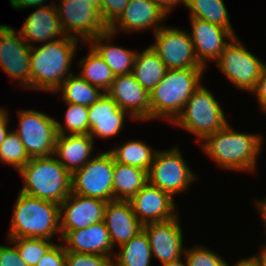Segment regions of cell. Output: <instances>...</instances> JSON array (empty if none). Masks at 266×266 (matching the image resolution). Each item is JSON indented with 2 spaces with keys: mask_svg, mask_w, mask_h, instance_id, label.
<instances>
[{
  "mask_svg": "<svg viewBox=\"0 0 266 266\" xmlns=\"http://www.w3.org/2000/svg\"><path fill=\"white\" fill-rule=\"evenodd\" d=\"M263 140L259 133L238 132L228 123L223 129L208 135L200 147L219 168L255 173Z\"/></svg>",
  "mask_w": 266,
  "mask_h": 266,
  "instance_id": "cell-1",
  "label": "cell"
},
{
  "mask_svg": "<svg viewBox=\"0 0 266 266\" xmlns=\"http://www.w3.org/2000/svg\"><path fill=\"white\" fill-rule=\"evenodd\" d=\"M86 45L76 38L64 36L58 40L31 47L30 72L31 91L55 93L61 83L72 73L71 65L75 61L79 45Z\"/></svg>",
  "mask_w": 266,
  "mask_h": 266,
  "instance_id": "cell-2",
  "label": "cell"
},
{
  "mask_svg": "<svg viewBox=\"0 0 266 266\" xmlns=\"http://www.w3.org/2000/svg\"><path fill=\"white\" fill-rule=\"evenodd\" d=\"M205 72L204 66L167 70L150 92V121L164 119L172 123L192 93L203 83Z\"/></svg>",
  "mask_w": 266,
  "mask_h": 266,
  "instance_id": "cell-3",
  "label": "cell"
},
{
  "mask_svg": "<svg viewBox=\"0 0 266 266\" xmlns=\"http://www.w3.org/2000/svg\"><path fill=\"white\" fill-rule=\"evenodd\" d=\"M7 238L61 240L59 204L41 200L19 191Z\"/></svg>",
  "mask_w": 266,
  "mask_h": 266,
  "instance_id": "cell-4",
  "label": "cell"
},
{
  "mask_svg": "<svg viewBox=\"0 0 266 266\" xmlns=\"http://www.w3.org/2000/svg\"><path fill=\"white\" fill-rule=\"evenodd\" d=\"M18 172L24 183L19 191L29 196L60 205L71 193L72 175L54 155L30 158Z\"/></svg>",
  "mask_w": 266,
  "mask_h": 266,
  "instance_id": "cell-5",
  "label": "cell"
},
{
  "mask_svg": "<svg viewBox=\"0 0 266 266\" xmlns=\"http://www.w3.org/2000/svg\"><path fill=\"white\" fill-rule=\"evenodd\" d=\"M214 94L201 84L187 100L183 111L171 123L193 134L200 143L210 134L223 129L229 121Z\"/></svg>",
  "mask_w": 266,
  "mask_h": 266,
  "instance_id": "cell-6",
  "label": "cell"
},
{
  "mask_svg": "<svg viewBox=\"0 0 266 266\" xmlns=\"http://www.w3.org/2000/svg\"><path fill=\"white\" fill-rule=\"evenodd\" d=\"M183 157L178 145L168 150H157L147 172L148 183L168 192L173 198L179 193L185 194L197 180V175Z\"/></svg>",
  "mask_w": 266,
  "mask_h": 266,
  "instance_id": "cell-7",
  "label": "cell"
},
{
  "mask_svg": "<svg viewBox=\"0 0 266 266\" xmlns=\"http://www.w3.org/2000/svg\"><path fill=\"white\" fill-rule=\"evenodd\" d=\"M215 63L219 72L223 73L235 88L248 93L255 89L257 80L266 66V62L252 54L238 36L225 47Z\"/></svg>",
  "mask_w": 266,
  "mask_h": 266,
  "instance_id": "cell-8",
  "label": "cell"
},
{
  "mask_svg": "<svg viewBox=\"0 0 266 266\" xmlns=\"http://www.w3.org/2000/svg\"><path fill=\"white\" fill-rule=\"evenodd\" d=\"M18 129L14 130L30 158L54 154L56 119L35 109L18 110Z\"/></svg>",
  "mask_w": 266,
  "mask_h": 266,
  "instance_id": "cell-9",
  "label": "cell"
},
{
  "mask_svg": "<svg viewBox=\"0 0 266 266\" xmlns=\"http://www.w3.org/2000/svg\"><path fill=\"white\" fill-rule=\"evenodd\" d=\"M114 157L109 150L94 155L72 174L71 192L106 202L113 200Z\"/></svg>",
  "mask_w": 266,
  "mask_h": 266,
  "instance_id": "cell-10",
  "label": "cell"
},
{
  "mask_svg": "<svg viewBox=\"0 0 266 266\" xmlns=\"http://www.w3.org/2000/svg\"><path fill=\"white\" fill-rule=\"evenodd\" d=\"M55 4L62 29L66 36L73 37L82 43L108 30L100 12L82 0H59ZM79 36V37H78Z\"/></svg>",
  "mask_w": 266,
  "mask_h": 266,
  "instance_id": "cell-11",
  "label": "cell"
},
{
  "mask_svg": "<svg viewBox=\"0 0 266 266\" xmlns=\"http://www.w3.org/2000/svg\"><path fill=\"white\" fill-rule=\"evenodd\" d=\"M31 47L23 40L19 31L10 25L0 24V67L23 89L31 90Z\"/></svg>",
  "mask_w": 266,
  "mask_h": 266,
  "instance_id": "cell-12",
  "label": "cell"
},
{
  "mask_svg": "<svg viewBox=\"0 0 266 266\" xmlns=\"http://www.w3.org/2000/svg\"><path fill=\"white\" fill-rule=\"evenodd\" d=\"M165 24L153 33L154 43L150 44L168 70L191 66H203L197 59L189 32Z\"/></svg>",
  "mask_w": 266,
  "mask_h": 266,
  "instance_id": "cell-13",
  "label": "cell"
},
{
  "mask_svg": "<svg viewBox=\"0 0 266 266\" xmlns=\"http://www.w3.org/2000/svg\"><path fill=\"white\" fill-rule=\"evenodd\" d=\"M179 214L171 220L143 225L152 256L161 265L177 261L184 256V233Z\"/></svg>",
  "mask_w": 266,
  "mask_h": 266,
  "instance_id": "cell-14",
  "label": "cell"
},
{
  "mask_svg": "<svg viewBox=\"0 0 266 266\" xmlns=\"http://www.w3.org/2000/svg\"><path fill=\"white\" fill-rule=\"evenodd\" d=\"M106 204L104 200L71 192L59 205L61 239L69 231L83 229L104 221Z\"/></svg>",
  "mask_w": 266,
  "mask_h": 266,
  "instance_id": "cell-15",
  "label": "cell"
},
{
  "mask_svg": "<svg viewBox=\"0 0 266 266\" xmlns=\"http://www.w3.org/2000/svg\"><path fill=\"white\" fill-rule=\"evenodd\" d=\"M191 39L198 61L207 69L208 62H215L225 47L235 38L226 28L199 18H189Z\"/></svg>",
  "mask_w": 266,
  "mask_h": 266,
  "instance_id": "cell-16",
  "label": "cell"
},
{
  "mask_svg": "<svg viewBox=\"0 0 266 266\" xmlns=\"http://www.w3.org/2000/svg\"><path fill=\"white\" fill-rule=\"evenodd\" d=\"M168 15L151 0H130L121 15L108 27V30L118 35L128 34L148 29L156 33L163 27Z\"/></svg>",
  "mask_w": 266,
  "mask_h": 266,
  "instance_id": "cell-17",
  "label": "cell"
},
{
  "mask_svg": "<svg viewBox=\"0 0 266 266\" xmlns=\"http://www.w3.org/2000/svg\"><path fill=\"white\" fill-rule=\"evenodd\" d=\"M106 93L135 121L150 122V93L136 81L132 73L115 76Z\"/></svg>",
  "mask_w": 266,
  "mask_h": 266,
  "instance_id": "cell-18",
  "label": "cell"
},
{
  "mask_svg": "<svg viewBox=\"0 0 266 266\" xmlns=\"http://www.w3.org/2000/svg\"><path fill=\"white\" fill-rule=\"evenodd\" d=\"M129 202L142 225L171 220L178 215L173 197L148 182Z\"/></svg>",
  "mask_w": 266,
  "mask_h": 266,
  "instance_id": "cell-19",
  "label": "cell"
},
{
  "mask_svg": "<svg viewBox=\"0 0 266 266\" xmlns=\"http://www.w3.org/2000/svg\"><path fill=\"white\" fill-rule=\"evenodd\" d=\"M126 116L135 121L126 111L119 108L107 93H104L88 107L90 137L95 141L97 138L109 139L118 136L127 122Z\"/></svg>",
  "mask_w": 266,
  "mask_h": 266,
  "instance_id": "cell-20",
  "label": "cell"
},
{
  "mask_svg": "<svg viewBox=\"0 0 266 266\" xmlns=\"http://www.w3.org/2000/svg\"><path fill=\"white\" fill-rule=\"evenodd\" d=\"M18 31L30 47H34V43L45 44L66 36L55 5L36 7Z\"/></svg>",
  "mask_w": 266,
  "mask_h": 266,
  "instance_id": "cell-21",
  "label": "cell"
},
{
  "mask_svg": "<svg viewBox=\"0 0 266 266\" xmlns=\"http://www.w3.org/2000/svg\"><path fill=\"white\" fill-rule=\"evenodd\" d=\"M104 222L114 249L130 241L143 227L134 214L131 203L123 200L107 202Z\"/></svg>",
  "mask_w": 266,
  "mask_h": 266,
  "instance_id": "cell-22",
  "label": "cell"
},
{
  "mask_svg": "<svg viewBox=\"0 0 266 266\" xmlns=\"http://www.w3.org/2000/svg\"><path fill=\"white\" fill-rule=\"evenodd\" d=\"M61 240L66 251L98 254L111 258L115 253L104 221L69 231Z\"/></svg>",
  "mask_w": 266,
  "mask_h": 266,
  "instance_id": "cell-23",
  "label": "cell"
},
{
  "mask_svg": "<svg viewBox=\"0 0 266 266\" xmlns=\"http://www.w3.org/2000/svg\"><path fill=\"white\" fill-rule=\"evenodd\" d=\"M94 143L89 134H57L53 155L72 175L96 155Z\"/></svg>",
  "mask_w": 266,
  "mask_h": 266,
  "instance_id": "cell-24",
  "label": "cell"
},
{
  "mask_svg": "<svg viewBox=\"0 0 266 266\" xmlns=\"http://www.w3.org/2000/svg\"><path fill=\"white\" fill-rule=\"evenodd\" d=\"M115 35L110 30H106L91 39L87 45H90L104 59L115 76L130 74L133 71L137 52L112 43Z\"/></svg>",
  "mask_w": 266,
  "mask_h": 266,
  "instance_id": "cell-25",
  "label": "cell"
},
{
  "mask_svg": "<svg viewBox=\"0 0 266 266\" xmlns=\"http://www.w3.org/2000/svg\"><path fill=\"white\" fill-rule=\"evenodd\" d=\"M148 182L147 171L114 160L113 200L130 201Z\"/></svg>",
  "mask_w": 266,
  "mask_h": 266,
  "instance_id": "cell-26",
  "label": "cell"
},
{
  "mask_svg": "<svg viewBox=\"0 0 266 266\" xmlns=\"http://www.w3.org/2000/svg\"><path fill=\"white\" fill-rule=\"evenodd\" d=\"M166 65L149 45L137 52L132 74L136 81L149 93L167 72Z\"/></svg>",
  "mask_w": 266,
  "mask_h": 266,
  "instance_id": "cell-27",
  "label": "cell"
},
{
  "mask_svg": "<svg viewBox=\"0 0 266 266\" xmlns=\"http://www.w3.org/2000/svg\"><path fill=\"white\" fill-rule=\"evenodd\" d=\"M157 150L142 140H126L109 149L115 162L144 169L147 172L153 163Z\"/></svg>",
  "mask_w": 266,
  "mask_h": 266,
  "instance_id": "cell-28",
  "label": "cell"
},
{
  "mask_svg": "<svg viewBox=\"0 0 266 266\" xmlns=\"http://www.w3.org/2000/svg\"><path fill=\"white\" fill-rule=\"evenodd\" d=\"M117 250L113 256V266L152 265L153 256L148 237L143 229Z\"/></svg>",
  "mask_w": 266,
  "mask_h": 266,
  "instance_id": "cell-29",
  "label": "cell"
},
{
  "mask_svg": "<svg viewBox=\"0 0 266 266\" xmlns=\"http://www.w3.org/2000/svg\"><path fill=\"white\" fill-rule=\"evenodd\" d=\"M88 49V55L78 62L80 71L77 74L106 93L110 89L115 75L104 59L90 45Z\"/></svg>",
  "mask_w": 266,
  "mask_h": 266,
  "instance_id": "cell-30",
  "label": "cell"
},
{
  "mask_svg": "<svg viewBox=\"0 0 266 266\" xmlns=\"http://www.w3.org/2000/svg\"><path fill=\"white\" fill-rule=\"evenodd\" d=\"M59 92L60 95L62 93L61 98L64 103L88 107L93 105L104 94L100 88L91 85L79 74L74 75L73 73L61 83L55 94Z\"/></svg>",
  "mask_w": 266,
  "mask_h": 266,
  "instance_id": "cell-31",
  "label": "cell"
},
{
  "mask_svg": "<svg viewBox=\"0 0 266 266\" xmlns=\"http://www.w3.org/2000/svg\"><path fill=\"white\" fill-rule=\"evenodd\" d=\"M184 6L190 10L189 18H199L219 25L237 36L224 0H185Z\"/></svg>",
  "mask_w": 266,
  "mask_h": 266,
  "instance_id": "cell-32",
  "label": "cell"
},
{
  "mask_svg": "<svg viewBox=\"0 0 266 266\" xmlns=\"http://www.w3.org/2000/svg\"><path fill=\"white\" fill-rule=\"evenodd\" d=\"M64 104L67 105L65 124L56 119L57 134H89L88 106Z\"/></svg>",
  "mask_w": 266,
  "mask_h": 266,
  "instance_id": "cell-33",
  "label": "cell"
},
{
  "mask_svg": "<svg viewBox=\"0 0 266 266\" xmlns=\"http://www.w3.org/2000/svg\"><path fill=\"white\" fill-rule=\"evenodd\" d=\"M29 161L30 157L17 133L14 130L10 131L0 145V162L19 171Z\"/></svg>",
  "mask_w": 266,
  "mask_h": 266,
  "instance_id": "cell-34",
  "label": "cell"
},
{
  "mask_svg": "<svg viewBox=\"0 0 266 266\" xmlns=\"http://www.w3.org/2000/svg\"><path fill=\"white\" fill-rule=\"evenodd\" d=\"M17 248L20 257L28 266H36L37 262L55 243L49 239L42 238H7Z\"/></svg>",
  "mask_w": 266,
  "mask_h": 266,
  "instance_id": "cell-35",
  "label": "cell"
},
{
  "mask_svg": "<svg viewBox=\"0 0 266 266\" xmlns=\"http://www.w3.org/2000/svg\"><path fill=\"white\" fill-rule=\"evenodd\" d=\"M212 250L204 245L186 247L184 258L187 266H227L228 262L224 256L221 257L218 252Z\"/></svg>",
  "mask_w": 266,
  "mask_h": 266,
  "instance_id": "cell-36",
  "label": "cell"
},
{
  "mask_svg": "<svg viewBox=\"0 0 266 266\" xmlns=\"http://www.w3.org/2000/svg\"><path fill=\"white\" fill-rule=\"evenodd\" d=\"M66 266H113V258L98 254L66 251Z\"/></svg>",
  "mask_w": 266,
  "mask_h": 266,
  "instance_id": "cell-37",
  "label": "cell"
},
{
  "mask_svg": "<svg viewBox=\"0 0 266 266\" xmlns=\"http://www.w3.org/2000/svg\"><path fill=\"white\" fill-rule=\"evenodd\" d=\"M130 0H100V15L109 27L123 12Z\"/></svg>",
  "mask_w": 266,
  "mask_h": 266,
  "instance_id": "cell-38",
  "label": "cell"
},
{
  "mask_svg": "<svg viewBox=\"0 0 266 266\" xmlns=\"http://www.w3.org/2000/svg\"><path fill=\"white\" fill-rule=\"evenodd\" d=\"M36 266H66V250L62 242L61 244L54 243Z\"/></svg>",
  "mask_w": 266,
  "mask_h": 266,
  "instance_id": "cell-39",
  "label": "cell"
},
{
  "mask_svg": "<svg viewBox=\"0 0 266 266\" xmlns=\"http://www.w3.org/2000/svg\"><path fill=\"white\" fill-rule=\"evenodd\" d=\"M9 245L0 244V266H28L20 257L16 246L8 240Z\"/></svg>",
  "mask_w": 266,
  "mask_h": 266,
  "instance_id": "cell-40",
  "label": "cell"
},
{
  "mask_svg": "<svg viewBox=\"0 0 266 266\" xmlns=\"http://www.w3.org/2000/svg\"><path fill=\"white\" fill-rule=\"evenodd\" d=\"M251 93L256 97L260 109L266 113V66L257 80L255 89Z\"/></svg>",
  "mask_w": 266,
  "mask_h": 266,
  "instance_id": "cell-41",
  "label": "cell"
},
{
  "mask_svg": "<svg viewBox=\"0 0 266 266\" xmlns=\"http://www.w3.org/2000/svg\"><path fill=\"white\" fill-rule=\"evenodd\" d=\"M9 0L10 6H12L13 9H16L19 11V9H29L32 7H43V6H49V5H55L57 1L52 0ZM48 2V3H47ZM47 3V4H46Z\"/></svg>",
  "mask_w": 266,
  "mask_h": 266,
  "instance_id": "cell-42",
  "label": "cell"
},
{
  "mask_svg": "<svg viewBox=\"0 0 266 266\" xmlns=\"http://www.w3.org/2000/svg\"><path fill=\"white\" fill-rule=\"evenodd\" d=\"M9 109L0 107V145L5 140V137L10 132V127H8L9 123Z\"/></svg>",
  "mask_w": 266,
  "mask_h": 266,
  "instance_id": "cell-43",
  "label": "cell"
},
{
  "mask_svg": "<svg viewBox=\"0 0 266 266\" xmlns=\"http://www.w3.org/2000/svg\"><path fill=\"white\" fill-rule=\"evenodd\" d=\"M167 15L174 10V7L179 5H185V0H151Z\"/></svg>",
  "mask_w": 266,
  "mask_h": 266,
  "instance_id": "cell-44",
  "label": "cell"
},
{
  "mask_svg": "<svg viewBox=\"0 0 266 266\" xmlns=\"http://www.w3.org/2000/svg\"><path fill=\"white\" fill-rule=\"evenodd\" d=\"M254 204L257 207L259 214L261 213L260 217L262 218V221L264 223L263 225L265 226V229H266V197L264 199L261 198L259 200L258 199L254 200ZM265 245H266V242H265Z\"/></svg>",
  "mask_w": 266,
  "mask_h": 266,
  "instance_id": "cell-45",
  "label": "cell"
},
{
  "mask_svg": "<svg viewBox=\"0 0 266 266\" xmlns=\"http://www.w3.org/2000/svg\"><path fill=\"white\" fill-rule=\"evenodd\" d=\"M260 252L250 256L257 266H266V245L263 243Z\"/></svg>",
  "mask_w": 266,
  "mask_h": 266,
  "instance_id": "cell-46",
  "label": "cell"
},
{
  "mask_svg": "<svg viewBox=\"0 0 266 266\" xmlns=\"http://www.w3.org/2000/svg\"><path fill=\"white\" fill-rule=\"evenodd\" d=\"M227 266H231V265H229V263H227ZM232 266H257V264L254 262V260L251 257H246V258H240Z\"/></svg>",
  "mask_w": 266,
  "mask_h": 266,
  "instance_id": "cell-47",
  "label": "cell"
},
{
  "mask_svg": "<svg viewBox=\"0 0 266 266\" xmlns=\"http://www.w3.org/2000/svg\"><path fill=\"white\" fill-rule=\"evenodd\" d=\"M160 266H187V264H186L185 258H181L177 261L167 263V264H162Z\"/></svg>",
  "mask_w": 266,
  "mask_h": 266,
  "instance_id": "cell-48",
  "label": "cell"
},
{
  "mask_svg": "<svg viewBox=\"0 0 266 266\" xmlns=\"http://www.w3.org/2000/svg\"><path fill=\"white\" fill-rule=\"evenodd\" d=\"M88 2L89 5L94 6L100 12V0H82Z\"/></svg>",
  "mask_w": 266,
  "mask_h": 266,
  "instance_id": "cell-49",
  "label": "cell"
}]
</instances>
